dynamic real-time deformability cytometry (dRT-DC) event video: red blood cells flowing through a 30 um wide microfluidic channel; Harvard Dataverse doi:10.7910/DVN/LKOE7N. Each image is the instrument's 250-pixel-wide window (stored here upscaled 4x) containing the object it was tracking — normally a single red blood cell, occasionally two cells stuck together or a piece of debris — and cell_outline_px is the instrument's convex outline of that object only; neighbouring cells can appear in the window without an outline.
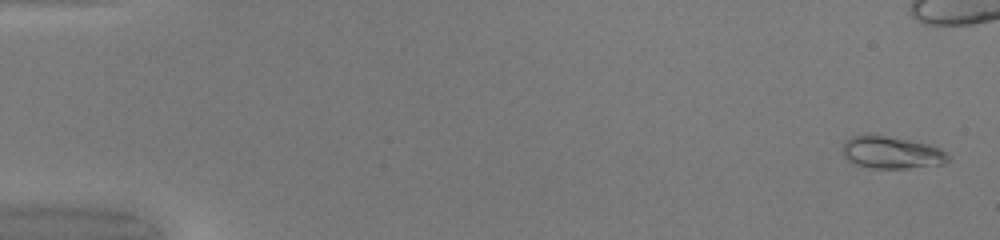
{"species": "common noctule bat (a hibernating species)", "species_latin": "Nyctalus noctula", "temperature_condition": "warm", "stored_images_in_passage": 51, "camera_frame_rate_fps": 3000, "um_per_image_px": 0.085, "animal": {"sex": "female", "body_mass_g": 20.0, "forearm_length_mm": 54.0}, "frame": {"image": 1, "passage_image": 2, "time_ms": 0.333, "image_size_px": [1000, 240], "cell_outline_px": [[948, 160], [944, 164], [908, 168], [872, 168], [856, 164], [848, 160], [844, 156], [844, 144], [852, 136], [868, 132], [928, 144], [940, 148], [948, 156]], "centroid_in_image_um": [75.77, 12.94], "position_along_channel_um": 9.2, "area_um2": 19.83}}
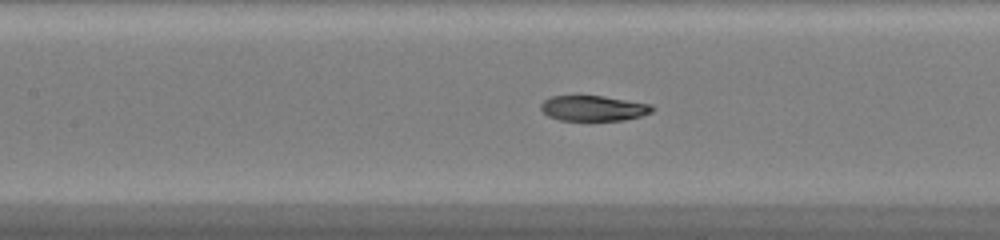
{"frame": {"image": 2, "passage_image": 24, "time_ms": 7.667, "image_size_px": [1000, 240], "cell_outline_px": [[656, 108], [652, 112], [640, 116], [624, 120], [560, 120], [548, 116], [540, 108], [540, 104], [544, 100], [552, 96], [604, 96], [652, 104]], "centroid_in_image_um": [50.47, 9.2], "position_along_channel_um": 156.9, "area_um2": 16.47}}
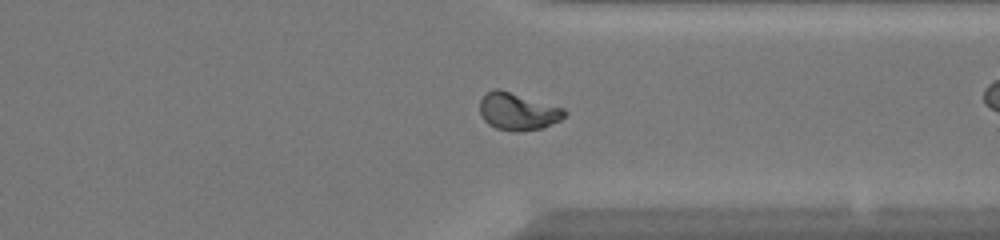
{"frame": {"image": 3, "passage_image": 39, "time_ms": 12.667, "image_size_px": [1000, 240], "cell_outline_px": [[568, 112], [560, 120], [544, 128], [520, 132], [512, 132], [496, 128], [488, 124], [484, 120], [480, 112], [480, 100], [492, 88], [500, 88], [564, 108]], "centroid_in_image_um": [44.02, 9.48], "position_along_channel_um": 367.4, "area_um2": 18.67}, "authors_computed_cell_mechanics": {"area_um2": 18.0914, "velocity_mm_per_s": 4.2131, "shape_relaxation_time_tau1_ms": 4.1793, "shape_relaxation_time_tau2_ms": 1.32, "deformation_change_tau1": 0.2019, "deformation_change_tau2": 0.0457}}